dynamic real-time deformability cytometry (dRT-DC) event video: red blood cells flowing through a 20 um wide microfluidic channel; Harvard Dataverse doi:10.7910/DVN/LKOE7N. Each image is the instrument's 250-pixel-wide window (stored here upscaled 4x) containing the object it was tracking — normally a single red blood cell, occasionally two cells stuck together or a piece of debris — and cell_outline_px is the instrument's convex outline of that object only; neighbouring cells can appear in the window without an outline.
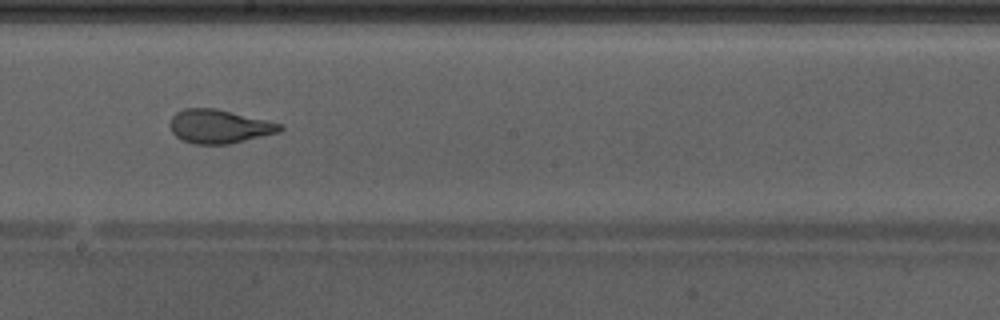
{"species": "Egyptian fruit bat (a non-hibernating species)", "species_latin": "Rousettus aegyptiacus", "temperature_condition": "warm", "stored_images_in_passage": 49, "camera_frame_rate_fps": 3000, "um_per_image_px": 0.085, "animal": {"sex": "male"}, "frame": {"image": 1, "passage_image": 28, "time_ms": 9.0, "image_size_px": [1000, 320], "cell_outline_px": [[284, 128], [280, 132], [228, 144], [192, 144], [176, 136], [172, 132], [168, 124], [172, 116], [176, 112], [184, 108], [216, 108], [284, 124]], "centroid_in_image_um": [18.63, 10.74], "position_along_channel_um": 229.6, "area_um2": 21.73}, "authors_computed_cell_mechanics": {"area_um2": 24.0448, "velocity_mm_per_s": 4.2841, "shape_relaxation_time_tau1_ms": 4.0571, "shape_relaxation_time_tau2_ms": 0.7217, "deformation_change_tau1": 0.1684, "deformation_change_tau2": 0.0741}}